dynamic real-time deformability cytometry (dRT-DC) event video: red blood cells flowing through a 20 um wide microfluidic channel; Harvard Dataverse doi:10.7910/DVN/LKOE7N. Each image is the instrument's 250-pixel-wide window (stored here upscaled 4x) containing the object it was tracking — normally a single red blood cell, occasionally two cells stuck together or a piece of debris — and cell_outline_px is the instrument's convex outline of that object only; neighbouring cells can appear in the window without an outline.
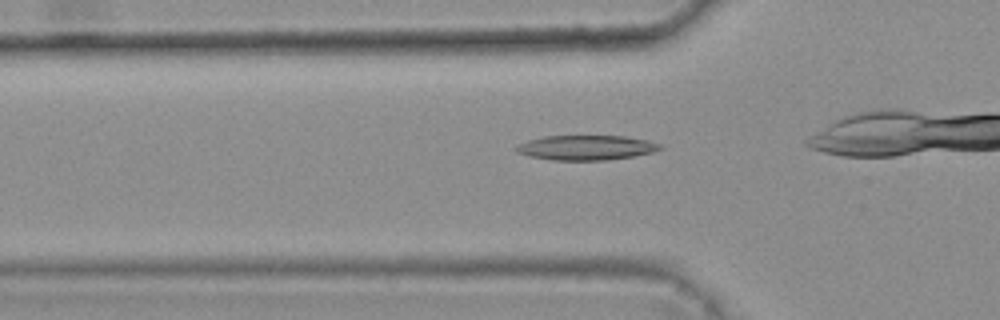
{"species": "common noctule bat (a hibernating species)", "species_latin": "Nyctalus noctula", "temperature_condition": "warm", "stored_images_in_passage": 34, "camera_frame_rate_fps": 3000, "um_per_image_px": 0.085, "animal": {"sex": "female", "body_mass_g": 25.1}, "frame": {"image": 1, "passage_image": 10, "time_ms": 3.0, "image_size_px": [1000, 320], "cell_outline_px": [[664, 148], [652, 152], [632, 156], [608, 160], [552, 160], [528, 156], [516, 152], [512, 148], [516, 144], [528, 140], [544, 136], [624, 136], [648, 140], [660, 144]], "centroid_in_image_um": [49.77, 12.55], "position_along_channel_um": 76.0, "area_um2": 20.92}}